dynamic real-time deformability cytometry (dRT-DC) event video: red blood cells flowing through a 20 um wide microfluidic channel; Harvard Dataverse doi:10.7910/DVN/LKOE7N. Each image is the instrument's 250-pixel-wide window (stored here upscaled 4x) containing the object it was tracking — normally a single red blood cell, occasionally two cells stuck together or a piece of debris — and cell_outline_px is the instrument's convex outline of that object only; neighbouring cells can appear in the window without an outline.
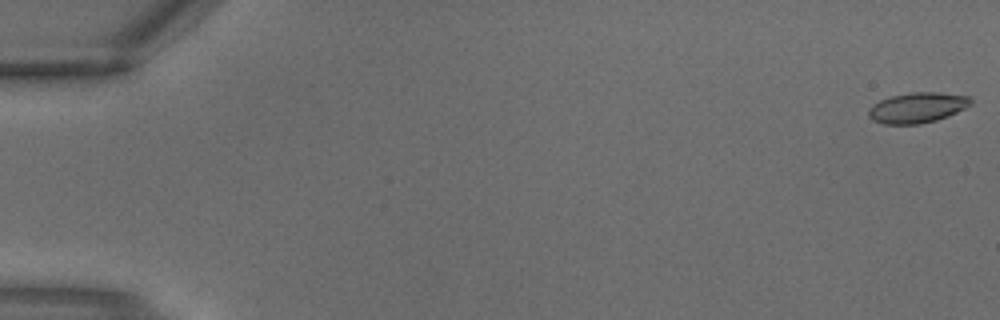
{"species": "common noctule bat (a hibernating species)", "species_latin": "Nyctalus noctula", "temperature_condition": "warm", "stored_images_in_passage": 3, "camera_frame_rate_fps": 3000, "um_per_image_px": 0.085, "animal": {"sex": "male", "body_mass_g": 18.8}, "frame": {"image": 1, "passage_image": 1, "time_ms": 0.0, "image_size_px": [1000, 320], "cell_outline_px": [[972, 104], [948, 116], [936, 120], [920, 124], [884, 124], [872, 120], [868, 116], [868, 108], [872, 104], [880, 100], [892, 96], [912, 92], [940, 92], [968, 96], [972, 100]], "centroid_in_image_um": [77.95, 9.15], "position_along_channel_um": 7.1, "area_um2": 18.15}}